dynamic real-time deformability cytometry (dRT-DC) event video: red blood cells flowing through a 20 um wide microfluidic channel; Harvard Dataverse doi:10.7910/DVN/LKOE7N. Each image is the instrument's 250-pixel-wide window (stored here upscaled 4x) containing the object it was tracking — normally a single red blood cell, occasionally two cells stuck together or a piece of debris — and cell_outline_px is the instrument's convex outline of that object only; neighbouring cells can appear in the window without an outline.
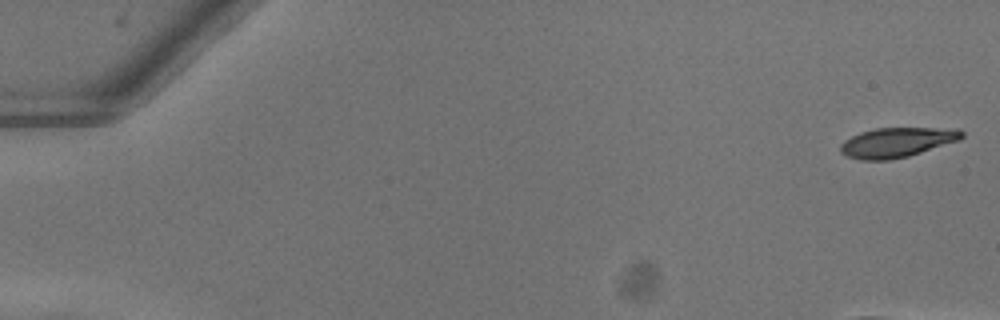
{"species": "common noctule bat (a hibernating species)", "species_latin": "Nyctalus noctula", "temperature_condition": "warm", "stored_images_in_passage": 18, "camera_frame_rate_fps": 3000, "um_per_image_px": 0.085, "animal": {"sex": "female"}, "frame": {"image": 1, "passage_image": 1, "time_ms": 0.0, "image_size_px": [1000, 320], "cell_outline_px": [[964, 136], [960, 140], [908, 156], [888, 160], [860, 160], [848, 156], [840, 152], [840, 144], [844, 140], [860, 132], [876, 128], [960, 128], [964, 132]], "centroid_in_image_um": [76.26, 12.09], "position_along_channel_um": 8.7, "area_um2": 21.1}}
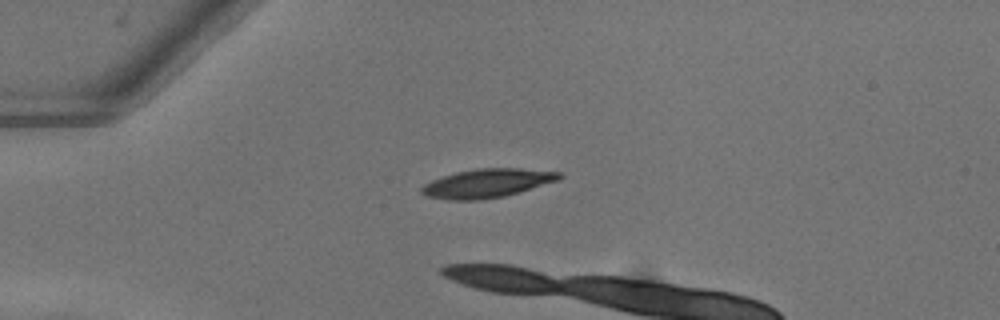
{"frame": {"image": 2, "passage_image": 14, "time_ms": 4.333, "image_size_px": [1000, 320], "cell_outline_px": [[564, 176], [560, 180], [520, 192], [504, 196], [476, 200], [448, 200], [428, 196], [420, 192], [420, 188], [424, 184], [432, 180], [456, 172], [476, 168], [520, 168], [560, 172]], "centroid_in_image_um": [41.44, 15.57], "position_along_channel_um": 43.6, "area_um2": 23.12}}